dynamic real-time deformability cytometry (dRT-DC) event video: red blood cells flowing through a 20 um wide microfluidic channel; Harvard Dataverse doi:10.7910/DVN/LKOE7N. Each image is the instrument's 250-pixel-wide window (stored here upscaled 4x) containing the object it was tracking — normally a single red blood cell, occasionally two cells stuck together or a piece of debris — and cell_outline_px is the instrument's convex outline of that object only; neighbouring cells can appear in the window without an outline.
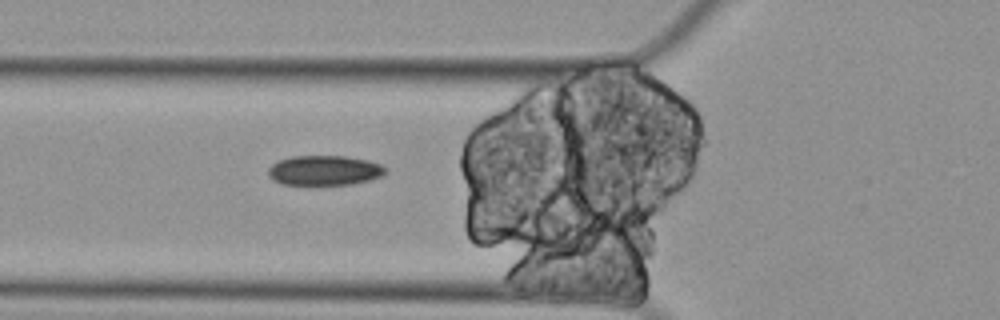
{"species": "Egyptian fruit bat (a non-hibernating species)", "species_latin": "Rousettus aegyptiacus", "temperature_condition": "cold", "stored_images_in_passage": 5, "camera_frame_rate_fps": 3000, "um_per_image_px": 0.085, "animal": {"sex": "female"}, "frame": {"image": 1, "passage_image": 5, "time_ms": 1.333, "image_size_px": [1000, 320], "cell_outline_px": [[388, 172], [384, 176], [352, 184], [284, 184], [272, 180], [268, 176], [268, 168], [272, 164], [280, 160], [292, 156], [344, 156], [368, 160], [380, 164]], "centroid_in_image_um": [27.58, 14.48], "position_along_channel_um": 98.2, "area_um2": 20.35}}